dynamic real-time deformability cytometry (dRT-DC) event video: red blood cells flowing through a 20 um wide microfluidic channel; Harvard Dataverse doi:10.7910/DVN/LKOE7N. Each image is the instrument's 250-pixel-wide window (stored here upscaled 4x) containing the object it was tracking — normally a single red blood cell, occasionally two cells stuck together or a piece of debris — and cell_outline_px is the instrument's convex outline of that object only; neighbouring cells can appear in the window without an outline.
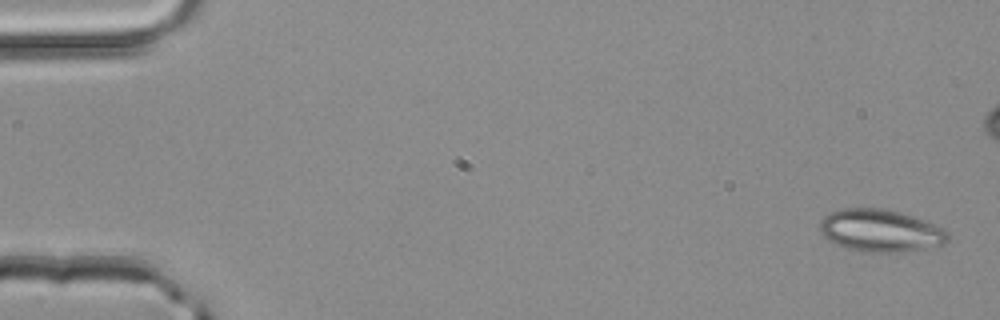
{"species": "common noctule bat (a hibernating species)", "species_latin": "Nyctalus noctula", "temperature_condition": "room temperature", "stored_images_in_passage": 4, "camera_frame_rate_fps": 3000, "um_per_image_px": 0.085, "animal": {"sex": "male", "body_mass_g": 20.4}, "frame": {"image": 1, "passage_image": 1, "time_ms": 0.0, "image_size_px": [1000, 320], "cell_outline_px": [[948, 240], [944, 244], [904, 252], [860, 252], [844, 248], [828, 240], [820, 232], [820, 220], [824, 216], [840, 208], [884, 208], [900, 212], [924, 220], [944, 228], [948, 232]], "centroid_in_image_um": [74.82, 19.61], "position_along_channel_um": 10.2, "area_um2": 31.85}}